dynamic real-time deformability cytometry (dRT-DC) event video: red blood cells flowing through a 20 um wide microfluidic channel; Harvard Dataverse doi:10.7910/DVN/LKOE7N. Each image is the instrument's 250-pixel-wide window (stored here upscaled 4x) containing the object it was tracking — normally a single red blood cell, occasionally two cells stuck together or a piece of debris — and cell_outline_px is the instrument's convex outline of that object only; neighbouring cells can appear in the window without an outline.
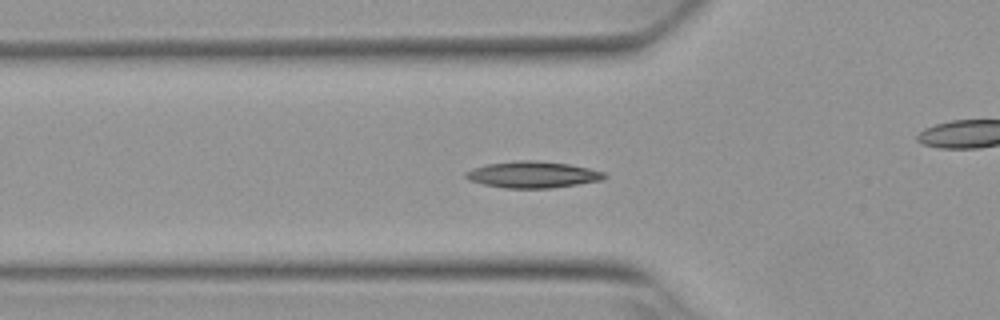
{"species": "Egyptian fruit bat (a non-hibernating species)", "species_latin": "Rousettus aegyptiacus", "temperature_condition": "warm", "stored_images_in_passage": 43, "camera_frame_rate_fps": 3000, "um_per_image_px": 0.085, "animal": {"sex": "female"}, "frame": {"image": 1, "passage_image": 8, "time_ms": 2.333, "image_size_px": [1000, 320], "cell_outline_px": [[608, 176], [604, 180], [552, 188], [504, 188], [484, 184], [468, 180], [464, 176], [464, 172], [472, 168], [484, 164], [520, 160], [536, 160], [568, 164], [588, 168], [604, 172]], "centroid_in_image_um": [45.26, 14.84], "position_along_channel_um": 80.5, "area_um2": 21.56}}
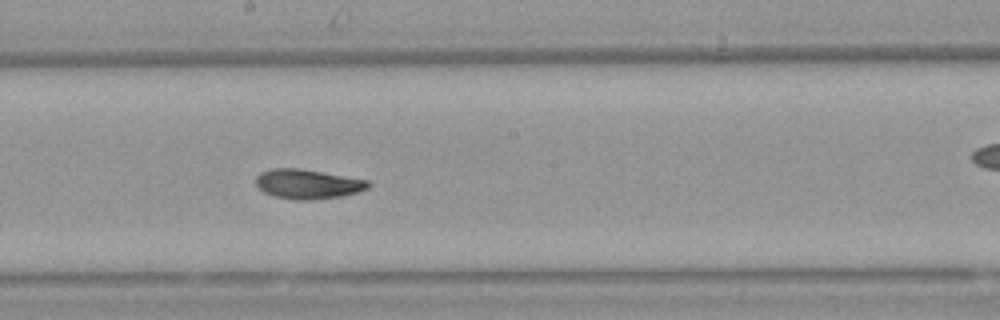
{"frame": {"image": 2, "passage_image": 19, "time_ms": 6.0, "image_size_px": [1000, 320], "cell_outline_px": [[372, 184], [368, 188], [356, 192], [340, 196], [308, 200], [296, 200], [276, 196], [264, 192], [256, 184], [256, 176], [260, 172], [272, 168], [300, 168], [368, 180]], "centroid_in_image_um": [26.15, 15.63], "position_along_channel_um": 222.1, "area_um2": 19.19}}
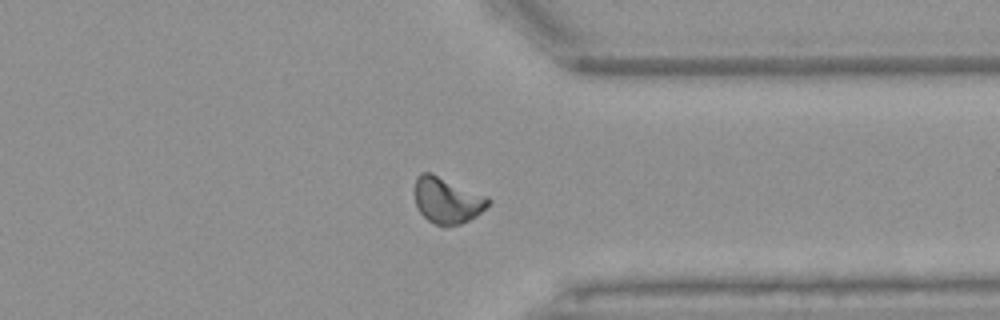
{"frame": {"image": 3, "passage_image": 31, "time_ms": 10.0, "image_size_px": [1000, 320], "cell_outline_px": [[492, 200], [476, 216], [460, 224], [444, 228], [428, 220], [420, 212], [416, 204], [416, 176], [420, 172], [432, 172], [488, 196]], "centroid_in_image_um": [38.02, 17.02], "position_along_channel_um": 373.4, "area_um2": 19.88}}